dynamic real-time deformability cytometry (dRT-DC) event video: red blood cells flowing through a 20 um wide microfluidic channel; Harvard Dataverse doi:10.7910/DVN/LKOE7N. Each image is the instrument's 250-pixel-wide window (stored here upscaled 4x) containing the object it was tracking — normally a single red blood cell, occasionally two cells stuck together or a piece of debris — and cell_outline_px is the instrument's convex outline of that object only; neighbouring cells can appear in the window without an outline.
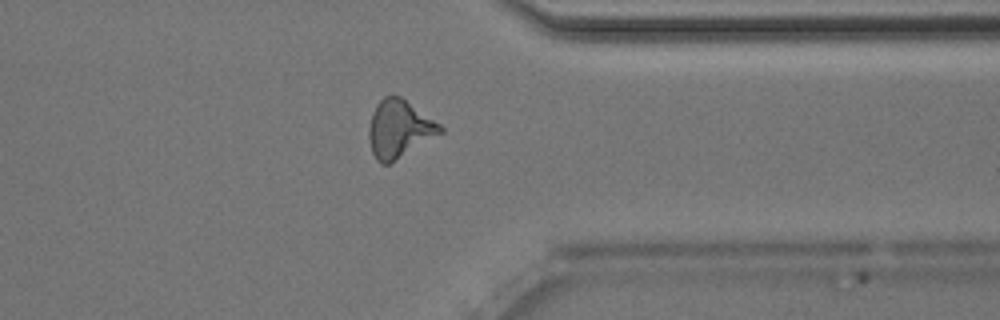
{"species": "Egyptian fruit bat (a non-hibernating species)", "species_latin": "Rousettus aegyptiacus", "temperature_condition": "room temperature", "stored_images_in_passage": 37, "camera_frame_rate_fps": 3000, "um_per_image_px": 0.085, "animal": {"sex": "male"}, "frame": {"image": 1, "passage_image": 32, "time_ms": 10.333, "image_size_px": [1000, 320], "cell_outline_px": [[444, 132], [388, 164], [380, 164], [376, 160], [372, 152], [368, 136], [368, 128], [372, 112], [376, 104], [384, 96], [400, 96], [440, 124], [444, 128]], "centroid_in_image_um": [33.91, 10.96], "position_along_channel_um": 377.5, "area_um2": 23.81}, "authors_computed_cell_mechanics": {"area_um2": 23.3512, "velocity_mm_per_s": 4.0652, "shape_relaxation_time_tau1_ms": 6.1069, "shape_relaxation_time_tau2_ms": 2.032, "deformation_change_tau1": 0.1832, "deformation_change_tau2": 0.1251}}